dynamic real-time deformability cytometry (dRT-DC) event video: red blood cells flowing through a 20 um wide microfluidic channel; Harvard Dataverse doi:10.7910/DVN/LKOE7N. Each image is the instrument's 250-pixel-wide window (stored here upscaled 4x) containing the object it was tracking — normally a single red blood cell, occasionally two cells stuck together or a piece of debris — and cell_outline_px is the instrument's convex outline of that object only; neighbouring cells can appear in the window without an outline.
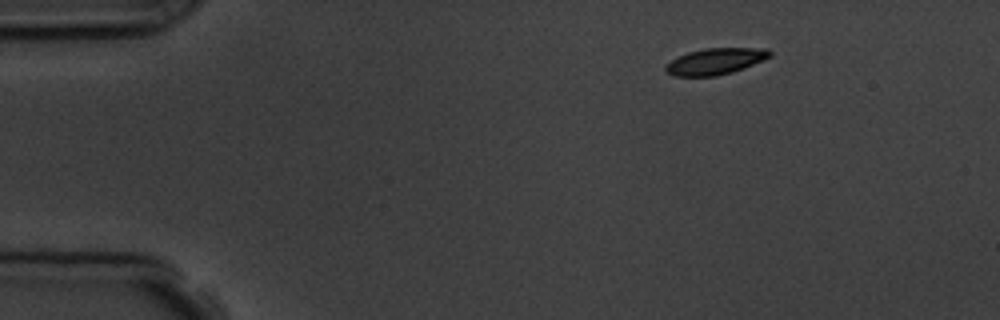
{"species": "common noctule bat (a hibernating species)", "species_latin": "Nyctalus noctula", "temperature_condition": "room temperature", "stored_images_in_passage": 4, "segment_of_instrument_passage": [2, 2], "camera_frame_rate_fps": 3000, "um_per_image_px": 0.085, "animal": {"sex": "male", "body_mass_g": 19.5, "forearm_length_mm": 54.6}, "frame": {"image": 1, "passage_image": 4, "time_ms": 4.333, "image_size_px": [1000, 320], "cell_outline_px": [[772, 56], [764, 60], [744, 68], [732, 72], [716, 76], [672, 76], [664, 68], [664, 64], [688, 52], [704, 48], [768, 48], [772, 52]], "centroid_in_image_um": [60.83, 5.21], "position_along_channel_um": 24.2, "area_um2": 16.07}}